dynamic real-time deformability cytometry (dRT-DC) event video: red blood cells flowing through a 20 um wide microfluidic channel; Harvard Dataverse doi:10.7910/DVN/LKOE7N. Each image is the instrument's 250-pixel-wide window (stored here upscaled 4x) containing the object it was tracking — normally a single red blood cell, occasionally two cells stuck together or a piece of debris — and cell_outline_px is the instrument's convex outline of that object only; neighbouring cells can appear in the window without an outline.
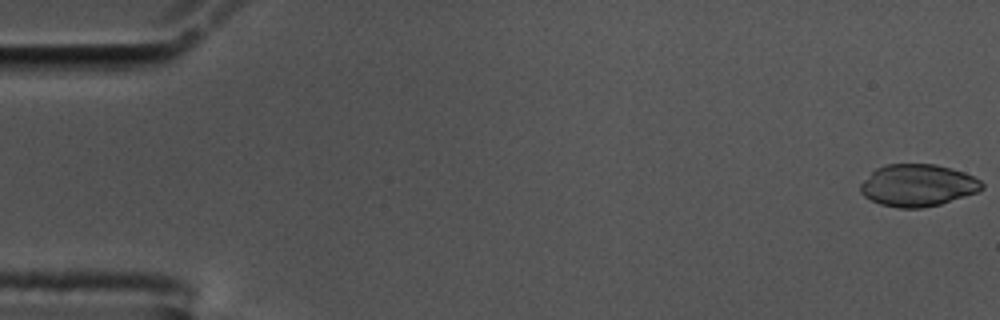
{"species": "common noctule bat (a hibernating species)", "species_latin": "Nyctalus noctula", "temperature_condition": "cold", "stored_images_in_passage": 56, "camera_frame_rate_fps": 3000, "um_per_image_px": 0.085, "animal": {"sex": "male", "body_mass_g": 17.5, "forearm_length_mm": 52.3}, "frame": {"image": 1, "passage_image": 1, "time_ms": 0.0, "image_size_px": [1000, 320], "cell_outline_px": [[984, 188], [976, 192], [940, 204], [920, 208], [900, 208], [880, 204], [864, 196], [860, 192], [860, 184], [876, 168], [888, 164], [936, 164], [952, 168], [964, 172], [980, 180], [984, 184]], "centroid_in_image_um": [78.01, 15.74], "position_along_channel_um": 7.0, "area_um2": 29.65}}
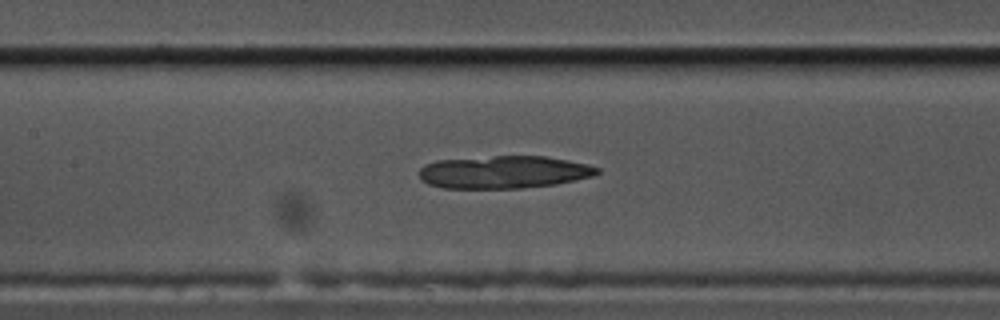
{"frame": {"image": 2, "passage_image": 26, "time_ms": 8.333, "image_size_px": [1000, 320], "cell_outline_px": [[600, 172], [592, 176], [556, 184], [520, 188], [444, 188], [428, 184], [420, 180], [416, 172], [424, 164], [436, 160], [496, 156], [544, 156], [568, 160], [588, 164], [600, 168]], "centroid_in_image_um": [42.77, 14.62], "position_along_channel_um": 164.6, "area_um2": 34.04}}
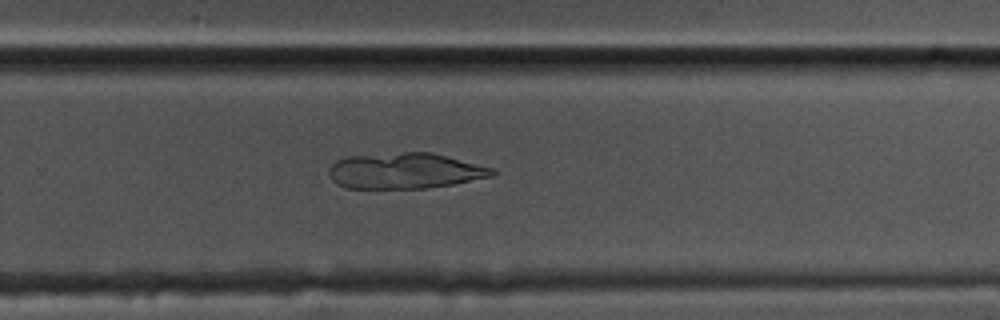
{"frame": {"image": 3, "passage_image": 37, "time_ms": 12.0, "image_size_px": [1000, 320], "cell_outline_px": [[496, 172], [492, 176], [452, 184], [424, 188], [344, 188], [336, 184], [332, 180], [328, 172], [328, 168], [336, 160], [344, 156], [404, 152], [432, 152], [492, 168]], "centroid_in_image_um": [34.35, 14.51], "position_along_channel_um": 295.5, "area_um2": 34.04}}